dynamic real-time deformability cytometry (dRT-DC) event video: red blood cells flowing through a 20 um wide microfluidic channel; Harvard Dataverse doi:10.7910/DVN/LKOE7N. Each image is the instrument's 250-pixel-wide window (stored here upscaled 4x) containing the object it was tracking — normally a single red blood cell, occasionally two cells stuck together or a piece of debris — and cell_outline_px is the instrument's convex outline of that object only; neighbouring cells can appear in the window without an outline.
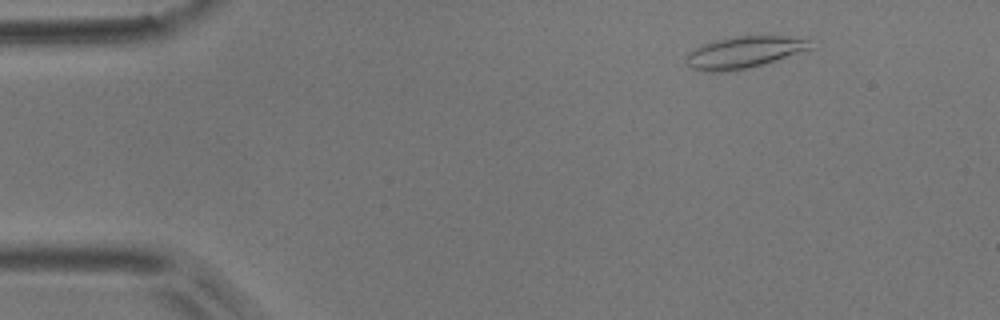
{"species": "common noctule bat (a hibernating species)", "species_latin": "Nyctalus noctula", "temperature_condition": "room temperature", "stored_images_in_passage": 53, "camera_frame_rate_fps": 3000, "um_per_image_px": 0.085, "animal": {"sex": "male", "body_mass_g": 17.9}, "frame": {"image": 1, "passage_image": 5, "time_ms": 1.333, "image_size_px": [1000, 320], "cell_outline_px": [[812, 48], [764, 64], [748, 68], [720, 72], [712, 72], [692, 68], [688, 64], [684, 56], [688, 52], [700, 44], [716, 40], [736, 36], [788, 36], [808, 40]], "centroid_in_image_um": [63.19, 4.44], "position_along_channel_um": 21.8, "area_um2": 22.77}}
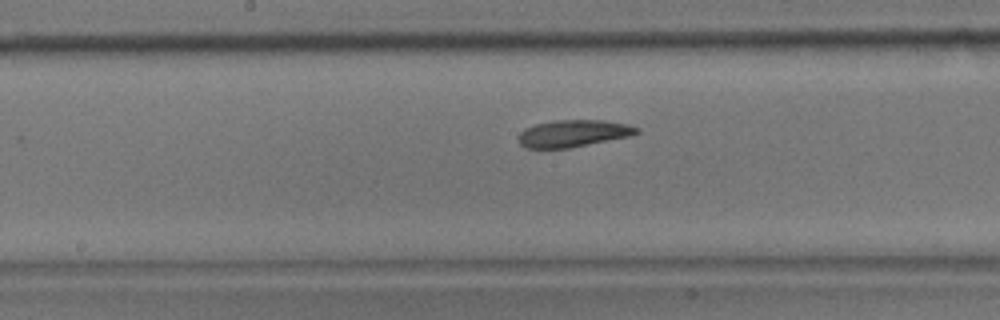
{"frame": {"image": 2, "passage_image": 26, "time_ms": 8.333, "image_size_px": [1000, 320], "cell_outline_px": [[640, 132], [632, 136], [568, 148], [524, 148], [520, 144], [520, 132], [524, 128], [536, 124], [556, 120], [604, 120], [628, 124], [640, 128]], "centroid_in_image_um": [48.77, 11.33], "position_along_channel_um": 199.4, "area_um2": 18.67}}
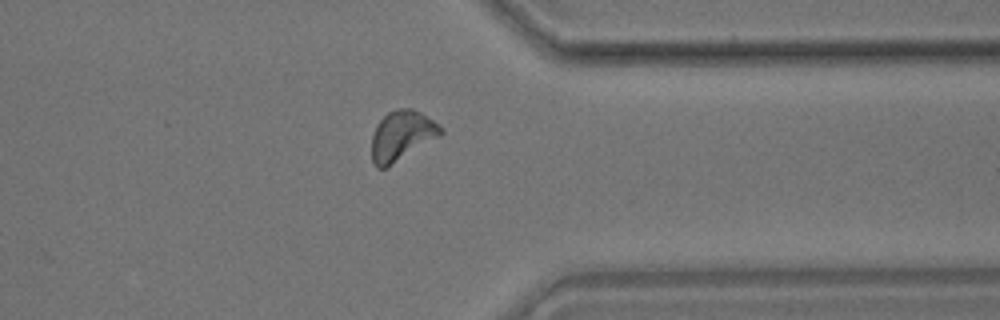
{"frame": {"image": 3, "passage_image": 41, "time_ms": 13.333, "image_size_px": [1000, 320], "cell_outline_px": [[444, 132], [440, 136], [388, 168], [376, 168], [372, 160], [372, 136], [376, 124], [388, 112], [396, 108], [412, 108], [420, 112], [444, 128]], "centroid_in_image_um": [34.15, 11.54], "position_along_channel_um": 377.3, "area_um2": 20.29}, "authors_computed_cell_mechanics": {"area_um2": 19.0162, "velocity_mm_per_s": 3.6795, "shape_relaxation_time_tau1_ms": 5.126, "shape_relaxation_time_tau2_ms": 3.7632, "deformation_change_tau1": 0.1361, "deformation_change_tau2": 0.1291}}